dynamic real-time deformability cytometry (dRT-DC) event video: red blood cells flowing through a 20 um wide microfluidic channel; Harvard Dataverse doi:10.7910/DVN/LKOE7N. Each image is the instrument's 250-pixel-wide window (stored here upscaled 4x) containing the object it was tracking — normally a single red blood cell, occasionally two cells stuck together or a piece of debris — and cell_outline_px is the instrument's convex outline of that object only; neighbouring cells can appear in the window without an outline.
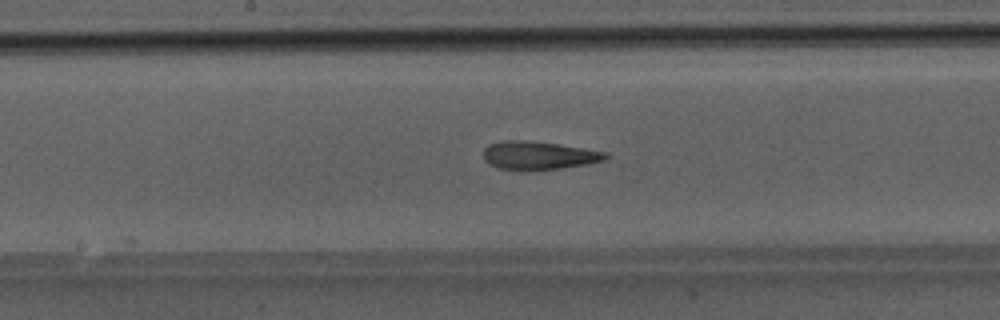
{"species": "Egyptian fruit bat (a non-hibernating species)", "species_latin": "Rousettus aegyptiacus", "temperature_condition": "room temperature", "stored_images_in_passage": 24, "camera_frame_rate_fps": 3000, "um_per_image_px": 0.085, "animal": {"sex": "male"}, "frame": {"image": 1, "passage_image": 20, "time_ms": 6.333, "image_size_px": [1000, 320], "cell_outline_px": [[608, 156], [604, 160], [588, 164], [560, 168], [500, 168], [488, 164], [484, 160], [484, 148], [488, 144], [500, 140], [528, 140], [560, 144], [608, 152]], "centroid_in_image_um": [45.79, 13.16], "position_along_channel_um": 202.4, "area_um2": 19.77}}